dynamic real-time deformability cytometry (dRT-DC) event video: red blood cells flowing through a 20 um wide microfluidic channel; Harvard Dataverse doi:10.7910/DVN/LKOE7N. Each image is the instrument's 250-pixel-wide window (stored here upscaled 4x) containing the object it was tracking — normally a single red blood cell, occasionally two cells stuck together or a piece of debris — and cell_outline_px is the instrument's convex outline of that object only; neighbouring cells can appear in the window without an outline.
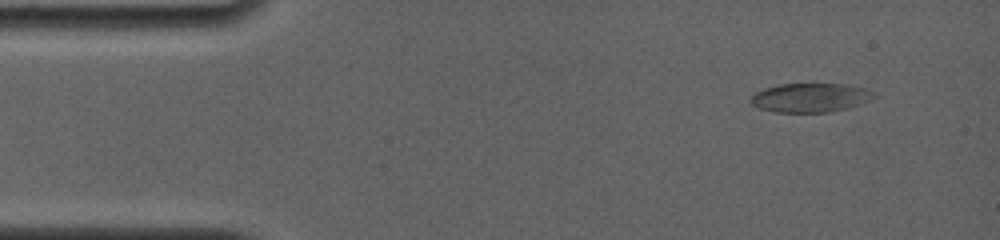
{"species": "common noctule bat (a hibernating species)", "species_latin": "Nyctalus noctula", "temperature_condition": "room temperature", "stored_images_in_passage": 5, "camera_frame_rate_fps": 4000, "um_per_image_px": 0.085, "animal": {"sex": "female", "body_mass_g": 19.0, "forearm_length_mm": 56.7}, "frame": {"image": 1, "passage_image": 1, "time_ms": 0.0, "image_size_px": [1000, 240], "cell_outline_px": [[880, 96], [872, 100], [848, 108], [828, 112], [772, 112], [760, 108], [752, 104], [748, 100], [756, 92], [764, 88], [780, 84], [848, 84], [868, 88], [876, 92]], "centroid_in_image_um": [68.96, 8.29], "position_along_channel_um": 16.0, "area_um2": 21.21}}
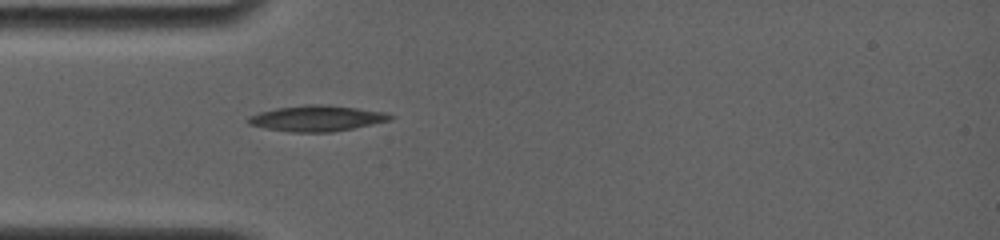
{"frame": {"image": 2, "passage_image": 5, "time_ms": 3.25, "image_size_px": [1000, 240], "cell_outline_px": [[396, 116], [392, 120], [332, 132], [292, 132], [268, 128], [248, 124], [248, 116], [260, 112], [276, 108], [304, 104], [320, 104], [356, 108], [388, 112]], "centroid_in_image_um": [26.98, 10.05], "position_along_channel_um": 58.0, "area_um2": 21.27}}